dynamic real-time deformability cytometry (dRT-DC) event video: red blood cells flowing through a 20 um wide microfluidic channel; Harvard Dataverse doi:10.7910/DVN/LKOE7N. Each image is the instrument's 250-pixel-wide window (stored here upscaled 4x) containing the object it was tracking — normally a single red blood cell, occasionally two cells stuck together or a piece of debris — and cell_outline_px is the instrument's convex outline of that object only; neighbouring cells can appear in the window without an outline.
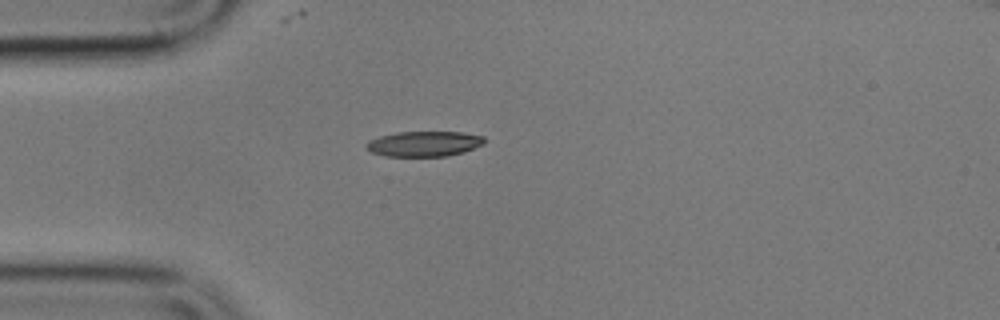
{"species": "common noctule bat (a hibernating species)", "species_latin": "Nyctalus noctula", "temperature_condition": "cold", "stored_images_in_passage": 1, "camera_frame_rate_fps": 3000, "um_per_image_px": 0.085, "animal": {"sex": "male", "body_mass_g": 17.9}, "frame": {"image": 1, "passage_image": 1, "time_ms": 0.0, "image_size_px": [1000, 320], "cell_outline_px": [[484, 144], [464, 152], [448, 156], [384, 156], [372, 152], [364, 144], [368, 140], [380, 136], [396, 132], [464, 132], [484, 136]], "centroid_in_image_um": [36.06, 12.22], "position_along_channel_um": 48.9, "area_um2": 17.46}}